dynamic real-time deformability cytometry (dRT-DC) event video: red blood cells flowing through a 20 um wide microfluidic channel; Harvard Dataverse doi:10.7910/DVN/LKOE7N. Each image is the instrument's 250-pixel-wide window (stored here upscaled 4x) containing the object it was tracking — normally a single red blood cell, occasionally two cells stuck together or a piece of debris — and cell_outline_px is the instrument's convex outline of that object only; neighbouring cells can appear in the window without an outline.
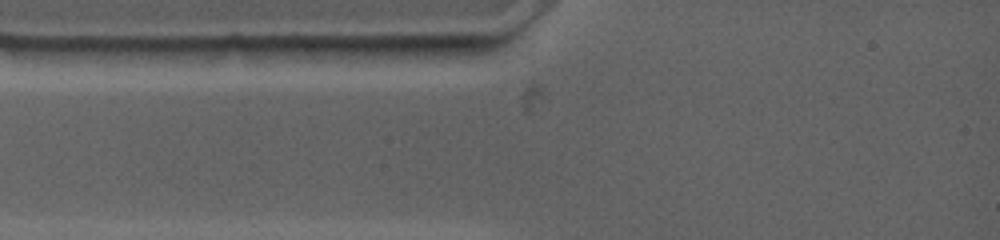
{"species": "common noctule bat (a hibernating species)", "species_latin": "Nyctalus noctula", "temperature_condition": "warm", "stored_images_in_passage": 2, "camera_frame_rate_fps": 4500, "um_per_image_px": 0.085, "animal": {"sex": "female", "body_mass_g": 19.0, "forearm_length_mm": 53.3}, "frame": {"image": 1, "passage_image": 2, "time_ms": 0.444, "image_size_px": [1000, 240], "cell_outline_px": [[448, 48], [432, 56], [376, 64], [312, 56], [288, 48], [300, 44], [448, 44]], "centroid_in_image_um": [31.53, 4.39], "position_along_channel_um": 53.5, "area_um2": 16.01}}